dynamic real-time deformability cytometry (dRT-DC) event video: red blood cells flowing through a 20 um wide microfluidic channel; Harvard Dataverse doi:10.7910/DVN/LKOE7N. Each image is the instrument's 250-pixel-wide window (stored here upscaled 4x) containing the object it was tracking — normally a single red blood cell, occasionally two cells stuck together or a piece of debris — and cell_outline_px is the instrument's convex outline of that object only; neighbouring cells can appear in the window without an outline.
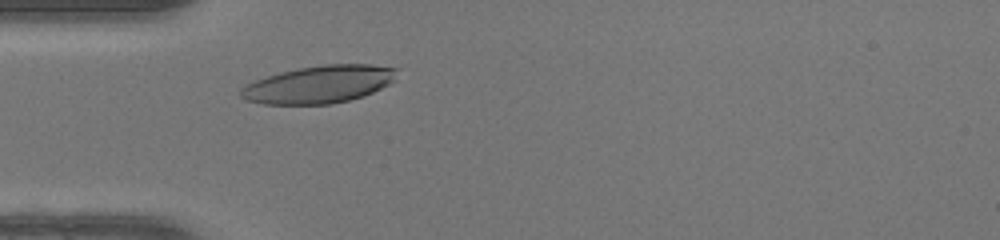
{"species": "human", "species_latin": "Homo sapiens", "temperature_condition": "warm", "stored_images_in_passage": 32, "camera_frame_rate_fps": 3000, "um_per_image_px": 0.085, "donor": {"sex": "female"}, "frame": {"image": 1, "passage_image": 7, "time_ms": 2.0, "image_size_px": [1000, 240], "cell_outline_px": [[400, 68], [396, 80], [364, 96], [332, 104], [264, 104], [244, 100], [240, 96], [240, 88], [256, 80], [280, 72], [300, 68], [324, 64], [372, 64]], "centroid_in_image_um": [27.16, 7.16], "position_along_channel_um": 57.8, "area_um2": 34.28}}
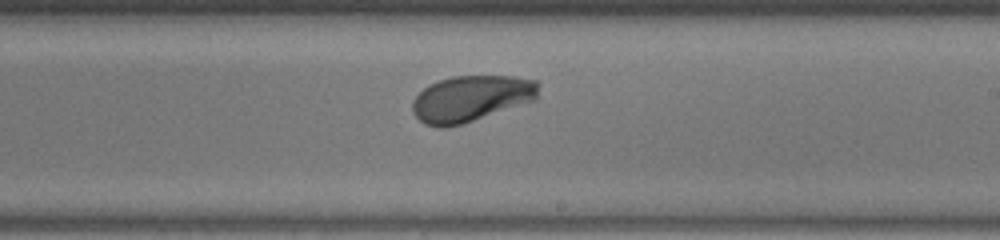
{"frame": {"image": 2, "passage_image": 21, "time_ms": 6.667, "image_size_px": [1000, 240], "cell_outline_px": [[540, 96], [536, 100], [460, 124], [444, 128], [440, 128], [424, 124], [412, 112], [412, 100], [424, 88], [440, 80], [452, 76], [512, 76], [540, 80]], "centroid_in_image_um": [40.09, 8.36], "position_along_channel_um": 248.9, "area_um2": 34.04}}
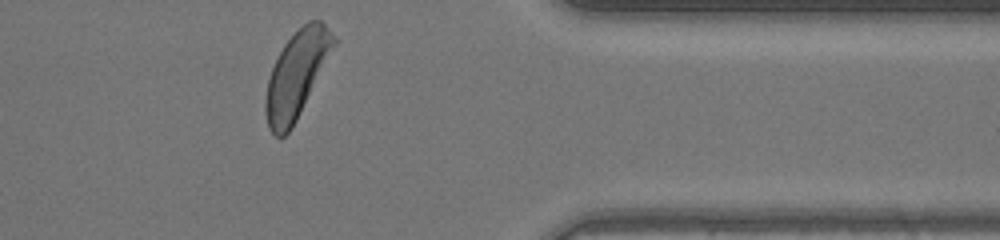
{"frame": {"image": 3, "passage_image": 32, "time_ms": 10.333, "image_size_px": [1000, 240], "cell_outline_px": [[336, 44], [292, 128], [284, 136], [276, 136], [268, 128], [264, 112], [264, 100], [268, 80], [272, 68], [284, 44], [308, 20], [320, 20], [336, 36]], "centroid_in_image_um": [25.2, 6.35], "position_along_channel_um": 386.2, "area_um2": 33.81}, "authors_computed_cell_mechanics": {"area_um2": 33.6974, "velocity_mm_per_s": 4.2108, "shape_relaxation_time_tau1_ms": 2.2778, "shape_relaxation_time_tau2_ms": null, "deformation_change_tau1": 0.1457, "deformation_change_tau2": null}}